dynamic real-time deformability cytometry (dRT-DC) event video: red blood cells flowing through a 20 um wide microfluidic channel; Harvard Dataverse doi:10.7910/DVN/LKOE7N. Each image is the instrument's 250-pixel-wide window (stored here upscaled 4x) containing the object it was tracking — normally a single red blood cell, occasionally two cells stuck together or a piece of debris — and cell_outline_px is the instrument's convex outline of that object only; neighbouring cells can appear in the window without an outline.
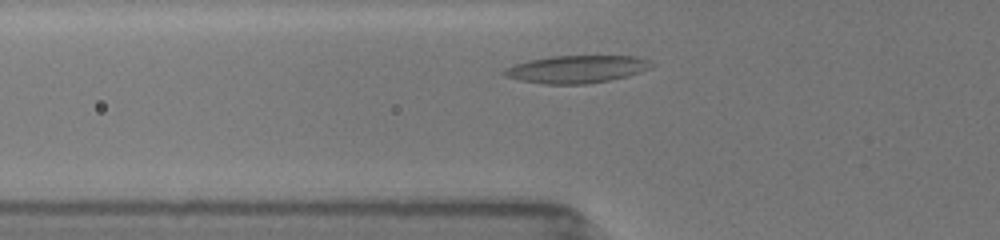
{"species": "common noctule bat (a hibernating species)", "species_latin": "Nyctalus noctula", "temperature_condition": "room temperature", "stored_images_in_passage": 8, "camera_frame_rate_fps": 3000, "um_per_image_px": 0.085, "animal": {"sex": "female", "body_mass_g": 19.5, "forearm_length_mm": 54.1}, "frame": {"image": 1, "passage_image": 3, "time_ms": 1.0, "image_size_px": [1000, 240], "cell_outline_px": [[652, 64], [648, 68], [640, 72], [628, 76], [608, 80], [584, 84], [544, 84], [520, 80], [508, 76], [500, 72], [504, 68], [516, 64], [532, 60], [552, 56], [632, 56], [648, 60]], "centroid_in_image_um": [48.99, 5.88], "position_along_channel_um": 76.8, "area_um2": 23.24}}
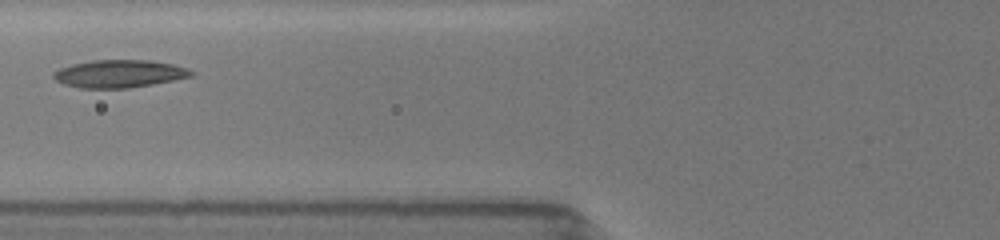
{"frame": {"image": 2, "passage_image": 4, "time_ms": 2.0, "image_size_px": [1000, 240], "cell_outline_px": [[192, 76], [152, 84], [128, 88], [80, 88], [64, 84], [56, 80], [52, 76], [52, 72], [60, 68], [72, 64], [92, 60], [148, 60], [172, 64], [188, 68], [192, 72]], "centroid_in_image_um": [10.09, 6.26], "position_along_channel_um": 115.7, "area_um2": 22.08}}
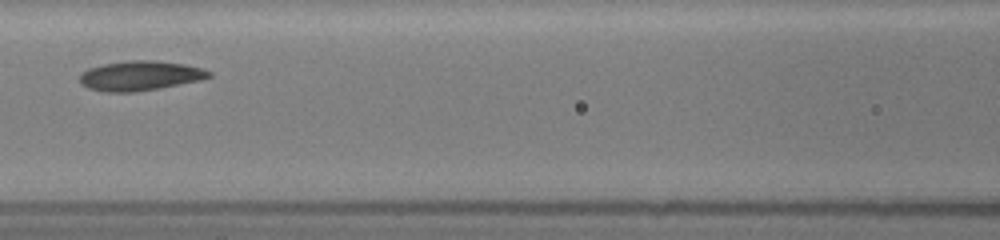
{"frame": {"image": 3, "passage_image": 6, "time_ms": 3.0, "image_size_px": [1000, 240], "cell_outline_px": [[212, 76], [200, 80], [160, 88], [132, 92], [104, 92], [88, 88], [80, 80], [80, 76], [88, 68], [104, 64], [128, 60], [156, 60], [184, 64], [200, 68], [212, 72]], "centroid_in_image_um": [11.93, 6.43], "position_along_channel_um": 154.7, "area_um2": 22.2}}